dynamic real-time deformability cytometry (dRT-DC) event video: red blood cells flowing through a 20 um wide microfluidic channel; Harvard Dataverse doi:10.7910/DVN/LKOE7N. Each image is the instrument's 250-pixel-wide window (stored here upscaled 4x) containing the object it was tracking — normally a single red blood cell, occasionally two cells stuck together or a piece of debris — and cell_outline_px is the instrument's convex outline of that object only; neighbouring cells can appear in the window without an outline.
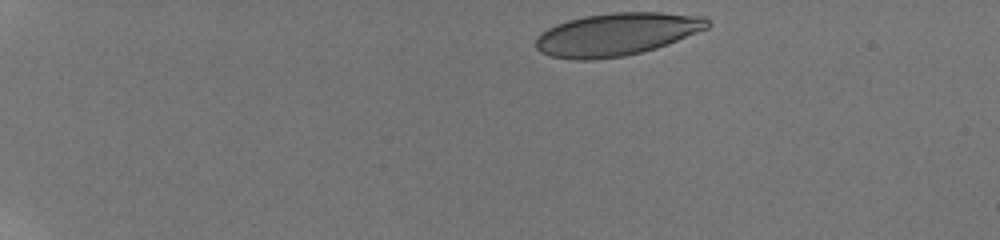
{"species": "human", "species_latin": "Homo sapiens", "temperature_condition": "room temperature", "stored_images_in_passage": 13, "camera_frame_rate_fps": 3000, "um_per_image_px": 0.085, "donor": {"sex": "male"}, "frame": {"image": 1, "passage_image": 1, "time_ms": 0.0, "image_size_px": [1000, 240], "cell_outline_px": [[712, 24], [708, 28], [668, 44], [656, 48], [624, 56], [592, 60], [576, 60], [552, 56], [540, 52], [536, 48], [536, 40], [548, 28], [556, 24], [568, 20], [584, 16], [612, 12], [660, 12], [704, 16]], "centroid_in_image_um": [52.45, 2.91], "position_along_channel_um": 32.6, "area_um2": 42.66}}